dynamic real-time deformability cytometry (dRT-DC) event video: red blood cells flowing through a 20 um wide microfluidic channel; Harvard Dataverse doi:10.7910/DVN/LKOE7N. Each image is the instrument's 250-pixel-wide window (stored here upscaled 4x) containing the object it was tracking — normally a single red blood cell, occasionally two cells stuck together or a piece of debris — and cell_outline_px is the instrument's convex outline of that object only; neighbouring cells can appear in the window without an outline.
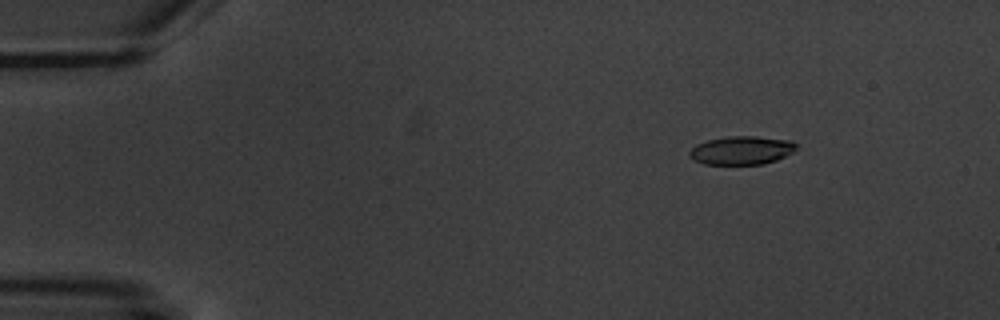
{"species": "common noctule bat (a hibernating species)", "species_latin": "Nyctalus noctula", "temperature_condition": "warm", "stored_images_in_passage": 10, "camera_frame_rate_fps": 3000, "um_per_image_px": 0.085, "animal": {"sex": "male", "body_mass_g": 20.1, "forearm_length_mm": 53.5}, "frame": {"image": 1, "passage_image": 2, "time_ms": 1.0, "image_size_px": [1000, 320], "cell_outline_px": [[796, 148], [792, 152], [776, 160], [764, 164], [704, 164], [692, 160], [688, 156], [688, 152], [696, 144], [708, 140], [728, 136], [756, 136], [792, 140], [796, 144]], "centroid_in_image_um": [63.0, 12.77], "position_along_channel_um": 22.0, "area_um2": 17.8}}
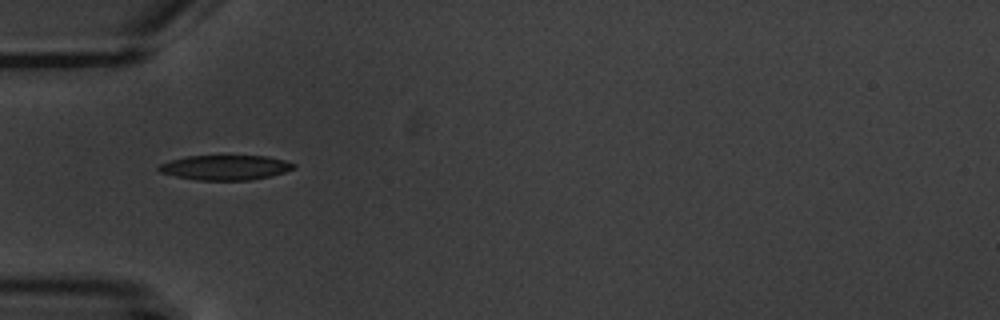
{"frame": {"image": 2, "passage_image": 5, "time_ms": 4.667, "image_size_px": [1000, 320], "cell_outline_px": [[296, 168], [272, 176], [248, 180], [196, 180], [176, 176], [160, 172], [156, 168], [160, 164], [184, 156], [268, 156], [284, 160], [296, 164]], "centroid_in_image_um": [19.17, 14.24], "position_along_channel_um": 65.8, "area_um2": 19.54}}
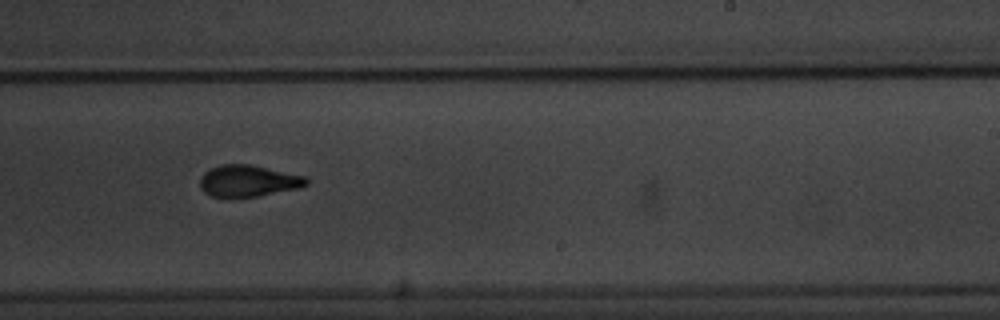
{"frame": {"image": 3, "passage_image": 10, "time_ms": 10.333, "image_size_px": [1000, 320], "cell_outline_px": [[308, 184], [300, 188], [256, 196], [212, 196], [204, 192], [200, 188], [200, 176], [204, 172], [220, 164], [248, 164], [308, 176]], "centroid_in_image_um": [21.12, 15.36], "position_along_channel_um": 267.9, "area_um2": 19.48}}